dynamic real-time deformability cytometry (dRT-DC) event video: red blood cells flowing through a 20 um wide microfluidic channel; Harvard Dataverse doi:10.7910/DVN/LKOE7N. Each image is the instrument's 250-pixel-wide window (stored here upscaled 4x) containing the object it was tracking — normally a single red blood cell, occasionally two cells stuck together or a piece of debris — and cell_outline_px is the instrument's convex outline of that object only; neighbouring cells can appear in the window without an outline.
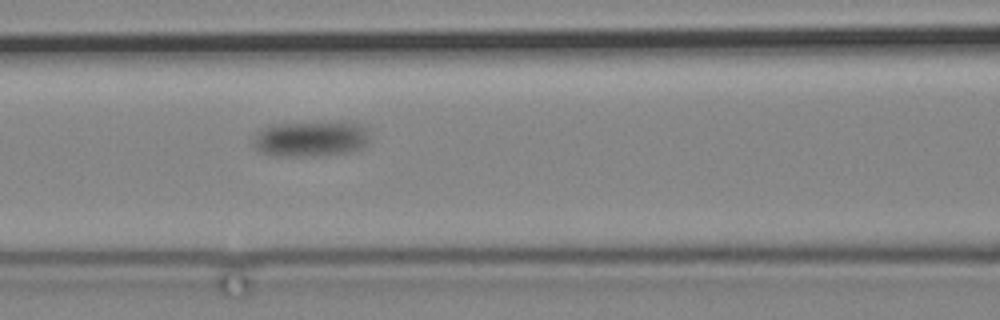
{"species": "common noctule bat (a hibernating species)", "species_latin": "Nyctalus noctula", "temperature_condition": "cold", "stored_images_in_passage": 4, "camera_frame_rate_fps": 3000, "um_per_image_px": 0.085, "animal": {"sex": "male", "body_mass_g": 19.2, "forearm_length_mm": 51.8}, "frame": {"image": 1, "passage_image": 4, "time_ms": 3.667, "image_size_px": [1000, 320], "cell_outline_px": [[368, 144], [360, 148], [348, 152], [320, 156], [276, 156], [260, 152], [252, 144], [252, 136], [260, 128], [272, 124], [360, 124], [368, 132]], "centroid_in_image_um": [26.31, 11.84], "position_along_channel_um": 140.3, "area_um2": 23.76}}